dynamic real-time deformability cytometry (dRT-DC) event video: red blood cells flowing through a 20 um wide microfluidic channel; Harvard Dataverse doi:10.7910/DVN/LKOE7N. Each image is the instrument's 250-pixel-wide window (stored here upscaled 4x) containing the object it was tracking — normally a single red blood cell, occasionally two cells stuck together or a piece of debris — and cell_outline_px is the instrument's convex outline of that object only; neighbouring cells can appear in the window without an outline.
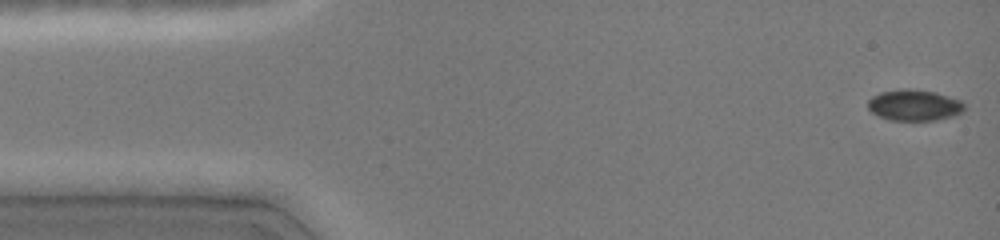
{"species": "common noctule bat (a hibernating species)", "species_latin": "Nyctalus noctula", "temperature_condition": "cold", "stored_images_in_passage": 16, "camera_frame_rate_fps": 3000, "um_per_image_px": 0.085, "animal": {"sex": "female", "body_mass_g": 19.0, "forearm_length_mm": 51.5}, "frame": {"image": 1, "passage_image": 1, "time_ms": 0.0, "image_size_px": [1000, 240], "cell_outline_px": [[964, 112], [952, 116], [936, 120], [888, 120], [872, 112], [868, 108], [868, 100], [872, 96], [880, 92], [904, 88], [912, 88], [936, 92], [960, 100], [964, 104]], "centroid_in_image_um": [77.71, 8.93], "position_along_channel_um": 7.3, "area_um2": 17.57}}
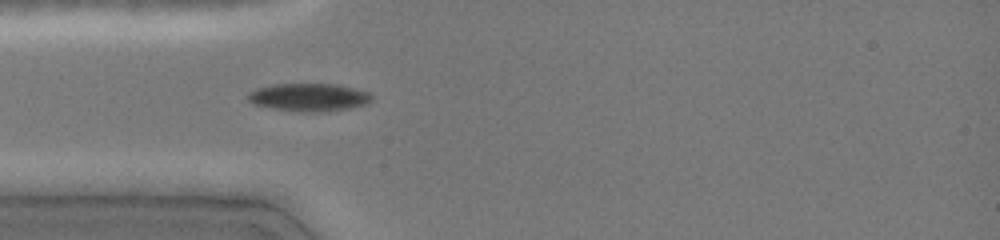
{"frame": {"image": 2, "passage_image": 14, "time_ms": 4.0, "image_size_px": [1000, 240], "cell_outline_px": [[372, 100], [368, 104], [348, 108], [324, 112], [296, 112], [272, 108], [252, 104], [248, 100], [248, 92], [256, 88], [272, 84], [336, 84], [368, 92], [372, 96]], "centroid_in_image_um": [26.23, 8.28], "position_along_channel_um": 58.8, "area_um2": 20.29}}